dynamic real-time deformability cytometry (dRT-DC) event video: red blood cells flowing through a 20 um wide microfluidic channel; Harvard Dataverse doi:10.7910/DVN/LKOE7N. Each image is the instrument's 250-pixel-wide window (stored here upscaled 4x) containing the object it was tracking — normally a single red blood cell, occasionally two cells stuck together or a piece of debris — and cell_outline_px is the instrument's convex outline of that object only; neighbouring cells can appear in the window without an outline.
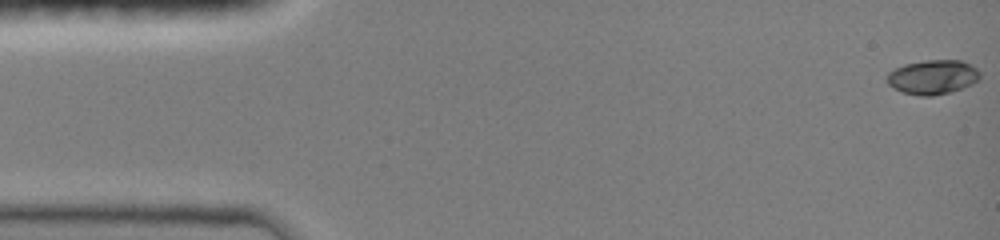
{"species": "common noctule bat (a hibernating species)", "species_latin": "Nyctalus noctula", "temperature_condition": "room temperature", "stored_images_in_passage": 48, "camera_frame_rate_fps": 3000, "um_per_image_px": 0.085, "animal": {"sex": "female", "body_mass_g": 19.0, "forearm_length_mm": 51.5}, "frame": {"image": 1, "passage_image": 1, "time_ms": 0.0, "image_size_px": [1000, 240], "cell_outline_px": [[980, 80], [972, 84], [948, 92], [932, 96], [920, 96], [904, 92], [892, 88], [884, 80], [888, 72], [904, 64], [924, 60], [960, 60], [976, 68], [980, 72]], "centroid_in_image_um": [79.24, 6.55], "position_along_channel_um": 5.8, "area_um2": 18.67}}
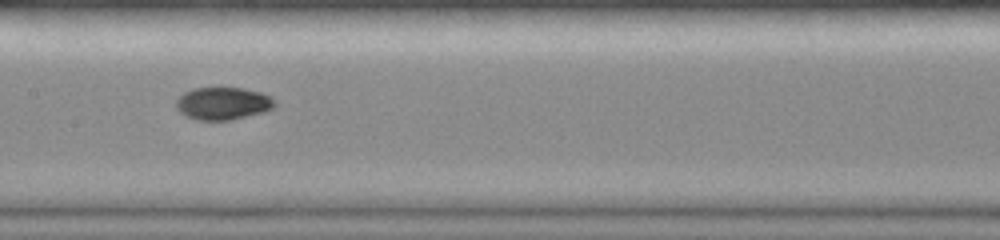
{"frame": {"image": 2, "passage_image": 24, "time_ms": 7.667, "image_size_px": [1000, 240], "cell_outline_px": [[276, 104], [272, 108], [264, 112], [228, 120], [196, 120], [180, 112], [176, 108], [176, 100], [184, 92], [192, 88], [240, 88], [260, 92], [268, 96]], "centroid_in_image_um": [18.91, 8.79], "position_along_channel_um": 188.5, "area_um2": 18.44}}
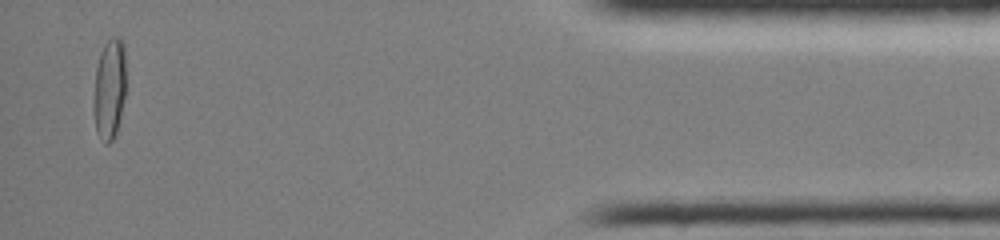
{"frame": {"image": 3, "passage_image": 46, "time_ms": 15.0, "image_size_px": [1000, 240], "cell_outline_px": [[124, 96], [120, 116], [116, 132], [112, 140], [108, 144], [104, 144], [96, 132], [92, 104], [96, 68], [100, 52], [108, 36], [120, 36], [124, 44]], "centroid_in_image_um": [9.27, 7.53], "position_along_channel_um": 425.9, "area_um2": 19.19}, "authors_computed_cell_mechanics": {"area_um2": 18.496, "velocity_mm_per_s": 4.063, "shape_relaxation_time_tau1_ms": 6.5161, "shape_relaxation_time_tau2_ms": 1.9464, "deformation_change_tau1": 0.2331, "deformation_change_tau2": 0.0285}}